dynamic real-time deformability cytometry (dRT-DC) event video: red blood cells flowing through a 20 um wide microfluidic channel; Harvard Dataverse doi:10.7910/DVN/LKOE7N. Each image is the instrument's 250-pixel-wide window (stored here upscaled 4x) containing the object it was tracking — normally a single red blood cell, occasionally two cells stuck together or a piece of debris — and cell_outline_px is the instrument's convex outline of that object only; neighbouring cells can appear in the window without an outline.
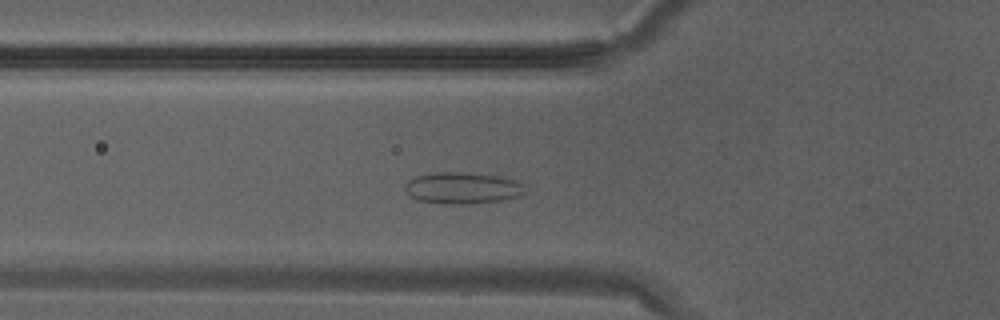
{"species": "Egyptian fruit bat (a non-hibernating species)", "species_latin": "Rousettus aegyptiacus", "temperature_condition": "warm", "stored_images_in_passage": 33, "camera_frame_rate_fps": 3000, "um_per_image_px": 0.085, "animal": {"sex": "male"}, "frame": {"image": 1, "passage_image": 11, "time_ms": 3.333, "image_size_px": [1000, 320], "cell_outline_px": [[528, 192], [520, 196], [500, 200], [468, 204], [444, 204], [420, 200], [412, 196], [404, 188], [404, 184], [408, 180], [416, 176], [432, 172], [464, 172], [500, 176], [516, 180], [524, 184]], "centroid_in_image_um": [39.36, 15.97], "position_along_channel_um": 86.4, "area_um2": 22.25}}
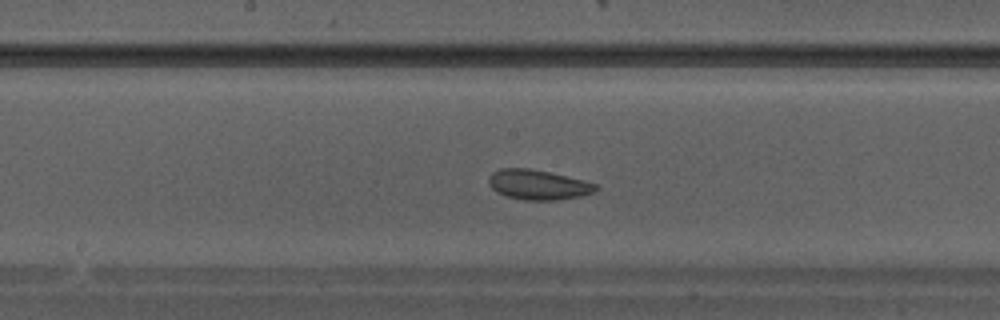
{"frame": {"image": 2, "passage_image": 17, "time_ms": 5.333, "image_size_px": [1000, 320], "cell_outline_px": [[600, 188], [596, 192], [580, 196], [556, 200], [524, 200], [508, 196], [496, 192], [492, 188], [488, 180], [492, 172], [500, 168], [528, 168], [548, 172], [584, 180], [596, 184]], "centroid_in_image_um": [45.76, 15.7], "position_along_channel_um": 202.4, "area_um2": 18.61}}
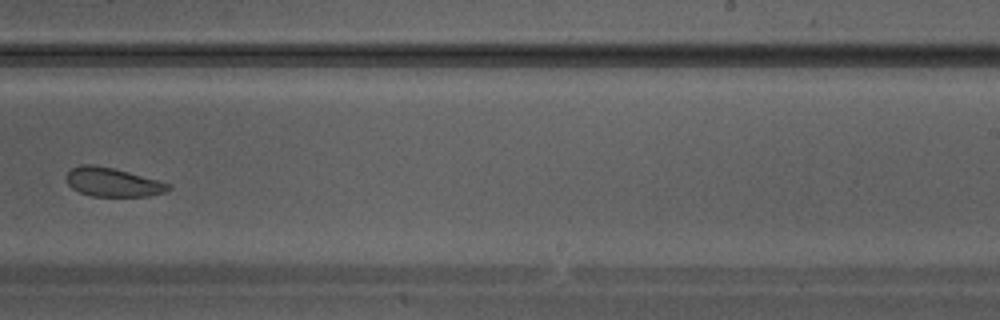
{"frame": {"image": 3, "passage_image": 21, "time_ms": 6.667, "image_size_px": [1000, 320], "cell_outline_px": [[172, 188], [168, 192], [148, 196], [92, 196], [80, 192], [72, 188], [68, 184], [64, 176], [72, 168], [80, 164], [92, 164], [112, 168], [128, 172], [172, 184]], "centroid_in_image_um": [9.59, 15.49], "position_along_channel_um": 279.4, "area_um2": 17.22}}